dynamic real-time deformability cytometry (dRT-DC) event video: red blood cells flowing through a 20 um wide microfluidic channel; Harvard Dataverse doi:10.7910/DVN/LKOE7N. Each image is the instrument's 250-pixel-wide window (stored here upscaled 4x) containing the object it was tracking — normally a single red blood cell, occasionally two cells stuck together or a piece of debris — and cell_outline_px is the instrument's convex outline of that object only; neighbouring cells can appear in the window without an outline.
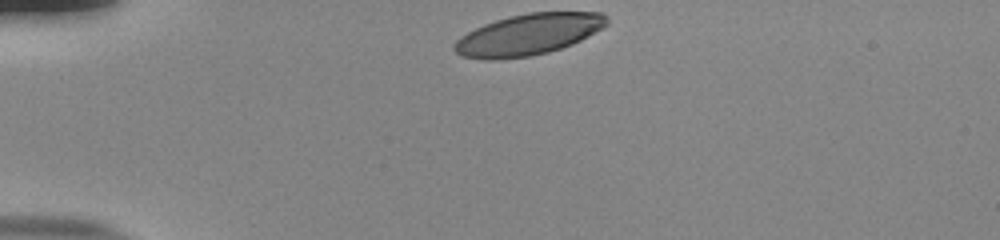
{"species": "human", "species_latin": "Homo sapiens", "temperature_condition": "room temperature", "stored_images_in_passage": 33, "camera_frame_rate_fps": 3000, "um_per_image_px": 0.085, "donor": {"sex": "male"}, "frame": {"image": 1, "passage_image": 1, "time_ms": 0.0, "image_size_px": [1000, 240], "cell_outline_px": [[608, 24], [588, 36], [572, 44], [548, 52], [528, 56], [496, 60], [484, 60], [460, 56], [452, 48], [452, 44], [460, 36], [484, 24], [508, 16], [528, 12], [604, 12], [608, 16]], "centroid_in_image_um": [44.89, 2.93], "position_along_channel_um": 40.1, "area_um2": 36.76}}
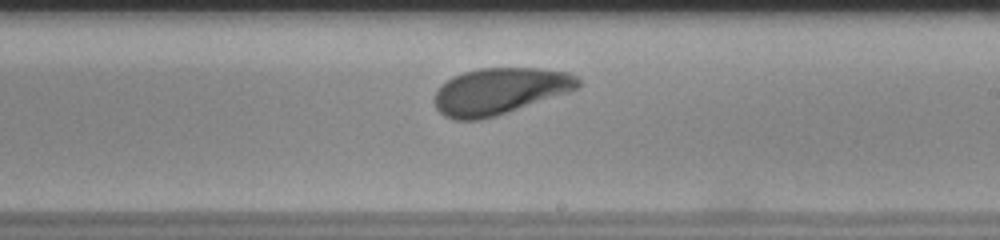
{"frame": {"image": 2, "passage_image": 21, "time_ms": 6.667, "image_size_px": [1000, 240], "cell_outline_px": [[580, 88], [572, 92], [496, 116], [480, 120], [452, 120], [444, 116], [436, 108], [432, 100], [436, 88], [440, 84], [452, 76], [464, 72], [480, 68], [540, 68], [568, 72], [576, 76], [580, 80]], "centroid_in_image_um": [42.46, 7.75], "position_along_channel_um": 246.5, "area_um2": 39.71}}
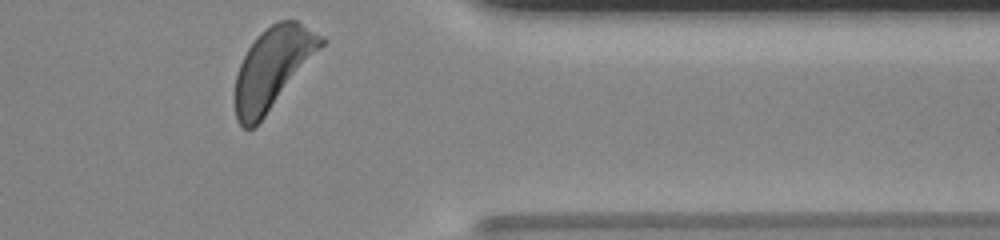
{"frame": {"image": 3, "passage_image": 33, "time_ms": 10.667, "image_size_px": [1000, 240], "cell_outline_px": [[328, 40], [264, 116], [252, 128], [244, 128], [236, 120], [236, 76], [240, 64], [248, 48], [256, 36], [260, 32], [272, 24], [280, 20], [296, 20], [324, 36]], "centroid_in_image_um": [23.2, 5.72], "position_along_channel_um": 388.2, "area_um2": 39.77}, "authors_computed_cell_mechanics": {"area_um2": 39.2462, "velocity_mm_per_s": 3.8032, "shape_relaxation_time_tau1_ms": 2.9752, "shape_relaxation_time_tau2_ms": 3.744, "deformation_change_tau1": 0.157, "deformation_change_tau2": 0.1203}}